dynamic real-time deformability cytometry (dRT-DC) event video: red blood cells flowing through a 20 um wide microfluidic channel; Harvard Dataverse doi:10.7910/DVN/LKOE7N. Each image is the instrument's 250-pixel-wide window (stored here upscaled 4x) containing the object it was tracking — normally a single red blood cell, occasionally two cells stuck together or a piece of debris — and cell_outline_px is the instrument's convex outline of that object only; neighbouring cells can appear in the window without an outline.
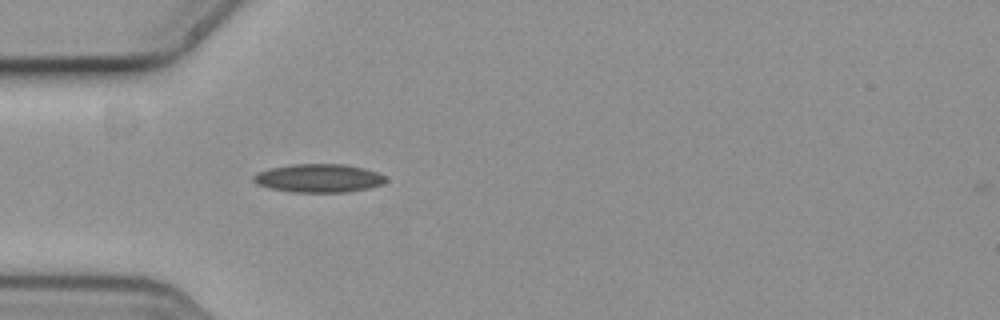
{"species": "common noctule bat (a hibernating species)", "species_latin": "Nyctalus noctula", "temperature_condition": "cold", "stored_images_in_passage": 5, "camera_frame_rate_fps": 3000, "um_per_image_px": 0.085, "animal": {"sex": "female", "body_mass_g": 19.3, "forearm_length_mm": 54.1}, "frame": {"image": 1, "passage_image": 5, "time_ms": 1.333, "image_size_px": [1000, 320], "cell_outline_px": [[388, 180], [384, 184], [368, 188], [348, 192], [292, 192], [268, 188], [256, 184], [252, 180], [252, 176], [260, 172], [272, 168], [292, 164], [344, 164], [364, 168], [376, 172], [384, 176]], "centroid_in_image_um": [27.1, 15.15], "position_along_channel_um": 57.9, "area_um2": 21.91}}